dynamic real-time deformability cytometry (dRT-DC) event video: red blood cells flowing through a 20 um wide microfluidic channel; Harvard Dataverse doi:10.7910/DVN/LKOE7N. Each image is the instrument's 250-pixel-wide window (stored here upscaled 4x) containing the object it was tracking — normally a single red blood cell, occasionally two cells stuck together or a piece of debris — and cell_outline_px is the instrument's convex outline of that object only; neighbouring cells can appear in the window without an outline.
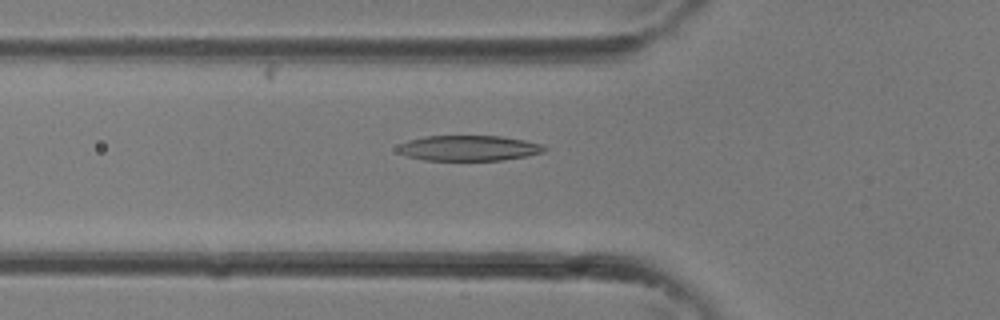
{"species": "common noctule bat (a hibernating species)", "species_latin": "Nyctalus noctula", "temperature_condition": "room temperature", "stored_images_in_passage": 34, "camera_frame_rate_fps": 3000, "um_per_image_px": 0.085, "animal": {"sex": "female"}, "frame": {"image": 1, "passage_image": 12, "time_ms": 3.667, "image_size_px": [1000, 320], "cell_outline_px": [[548, 148], [544, 152], [528, 156], [504, 160], [424, 160], [408, 156], [400, 152], [396, 148], [400, 144], [408, 140], [424, 136], [500, 136], [524, 140], [540, 144]], "centroid_in_image_um": [39.87, 12.59], "position_along_channel_um": 85.9, "area_um2": 21.68}}
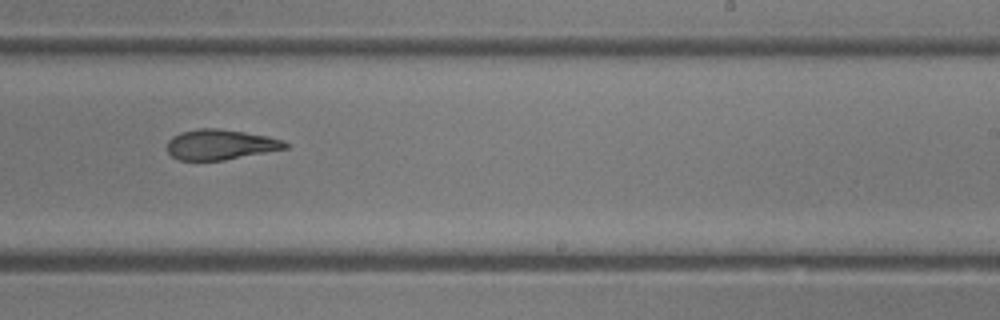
{"frame": {"image": 2, "passage_image": 21, "time_ms": 6.667, "image_size_px": [1000, 320], "cell_outline_px": [[288, 148], [224, 160], [176, 160], [168, 152], [168, 140], [172, 136], [180, 132], [200, 128], [216, 128], [244, 132], [268, 136], [284, 140], [288, 144]], "centroid_in_image_um": [18.73, 12.29], "position_along_channel_um": 270.3, "area_um2": 20.81}}
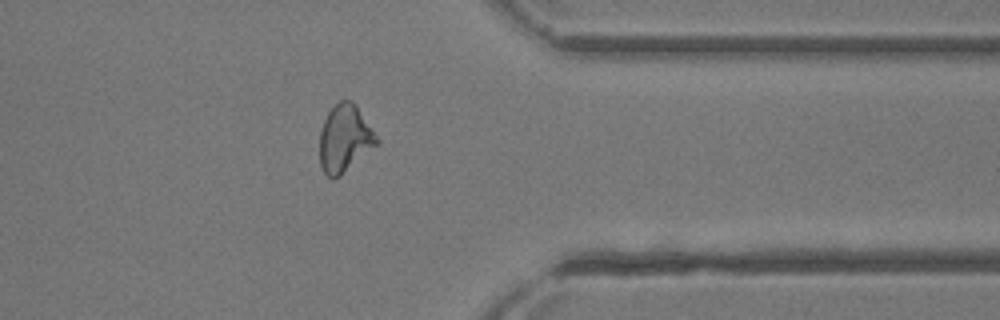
{"frame": {"image": 3, "passage_image": 27, "time_ms": 8.667, "image_size_px": [1000, 320], "cell_outline_px": [[380, 144], [340, 176], [332, 180], [324, 172], [320, 164], [320, 132], [324, 120], [328, 112], [340, 100], [352, 100], [356, 104], [380, 140]], "centroid_in_image_um": [29.33, 11.79], "position_along_channel_um": 382.1, "area_um2": 22.6}}